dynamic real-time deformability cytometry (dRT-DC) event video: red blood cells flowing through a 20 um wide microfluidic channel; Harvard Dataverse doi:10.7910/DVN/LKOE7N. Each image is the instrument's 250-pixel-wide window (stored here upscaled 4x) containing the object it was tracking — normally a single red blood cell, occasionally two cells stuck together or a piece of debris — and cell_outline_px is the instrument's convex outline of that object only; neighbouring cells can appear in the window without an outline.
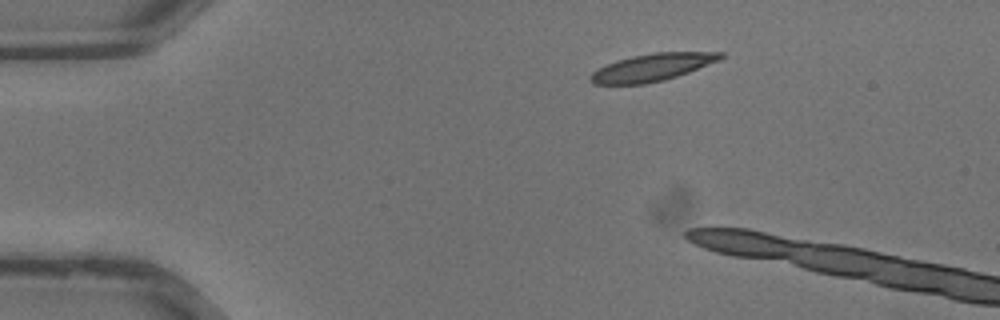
{"species": "common noctule bat (a hibernating species)", "species_latin": "Nyctalus noctula", "temperature_condition": "warm", "stored_images_in_passage": 3, "camera_frame_rate_fps": 3000, "um_per_image_px": 0.085, "animal": {"sex": "male", "body_mass_g": 13.3}, "frame": {"image": 1, "passage_image": 1, "time_ms": 0.0, "image_size_px": [1000, 320], "cell_outline_px": [[724, 56], [720, 60], [688, 72], [664, 80], [644, 84], [592, 84], [588, 80], [588, 76], [592, 72], [616, 60], [632, 56], [656, 52], [724, 52]], "centroid_in_image_um": [55.42, 5.73], "position_along_channel_um": 29.6, "area_um2": 20.69}}